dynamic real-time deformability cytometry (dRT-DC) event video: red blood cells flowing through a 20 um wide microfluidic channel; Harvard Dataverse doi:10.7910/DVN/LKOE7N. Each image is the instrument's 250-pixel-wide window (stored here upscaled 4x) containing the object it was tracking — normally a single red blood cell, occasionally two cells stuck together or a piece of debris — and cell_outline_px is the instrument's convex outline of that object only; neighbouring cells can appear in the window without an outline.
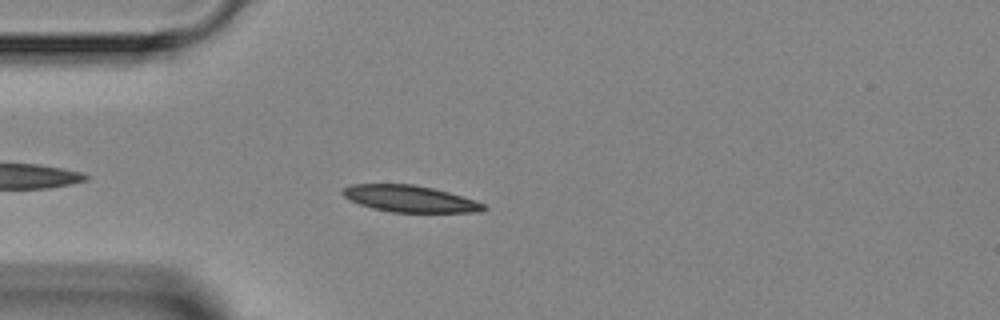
{"species": "Egyptian fruit bat (a non-hibernating species)", "species_latin": "Rousettus aegyptiacus", "temperature_condition": "room temperature", "stored_images_in_passage": 4, "camera_frame_rate_fps": 3000, "um_per_image_px": 0.085, "animal": {"sex": "female"}, "frame": {"image": 1, "passage_image": 4, "time_ms": 3.333, "image_size_px": [1000, 320], "cell_outline_px": [[488, 208], [480, 212], [392, 212], [372, 208], [360, 204], [344, 196], [340, 192], [344, 188], [352, 184], [412, 184], [432, 188], [448, 192], [476, 200], [484, 204]], "centroid_in_image_um": [34.86, 16.89], "position_along_channel_um": 50.1, "area_um2": 21.73}}